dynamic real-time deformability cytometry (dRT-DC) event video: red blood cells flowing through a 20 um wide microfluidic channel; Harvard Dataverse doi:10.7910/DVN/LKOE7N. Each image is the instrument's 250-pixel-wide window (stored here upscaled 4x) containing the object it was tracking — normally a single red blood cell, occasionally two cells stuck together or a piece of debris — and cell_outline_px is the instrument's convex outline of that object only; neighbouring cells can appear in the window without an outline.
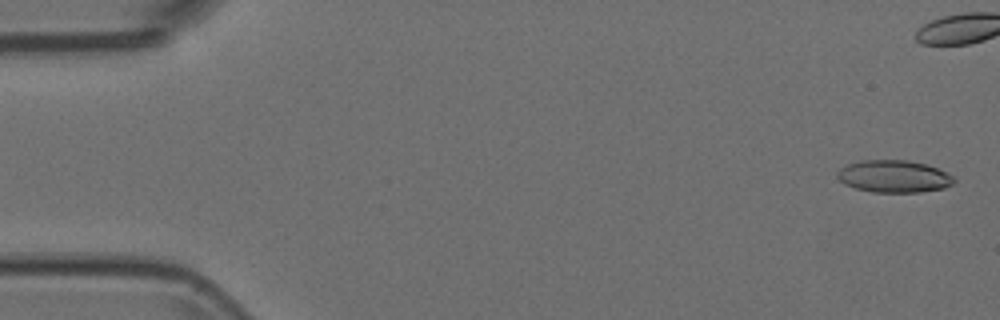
{"species": "Egyptian fruit bat (a non-hibernating species)", "species_latin": "Rousettus aegyptiacus", "temperature_condition": "room temperature", "stored_images_in_passage": 43, "camera_frame_rate_fps": 3000, "um_per_image_px": 0.085, "animal": {"sex": "female"}, "frame": {"image": 1, "passage_image": 2, "time_ms": 0.333, "image_size_px": [1000, 320], "cell_outline_px": [[956, 180], [952, 184], [944, 188], [920, 192], [872, 192], [856, 188], [844, 184], [836, 176], [836, 172], [840, 168], [848, 164], [860, 160], [908, 160], [924, 164], [936, 168], [952, 176]], "centroid_in_image_um": [75.94, 14.99], "position_along_channel_um": 9.1, "area_um2": 21.85}}
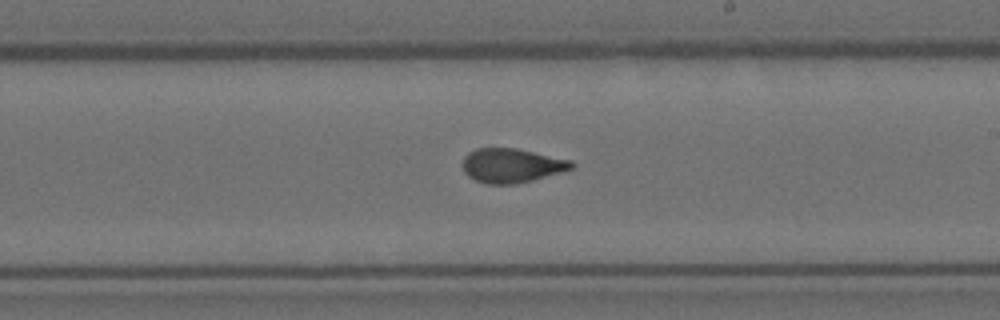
{"frame": {"image": 2, "passage_image": 31, "time_ms": 10.0, "image_size_px": [1000, 320], "cell_outline_px": [[576, 164], [572, 168], [560, 172], [532, 180], [516, 184], [488, 184], [476, 180], [468, 176], [464, 172], [460, 164], [464, 156], [468, 152], [476, 148], [516, 148], [572, 160]], "centroid_in_image_um": [43.45, 14.06], "position_along_channel_um": 245.6, "area_um2": 21.85}}
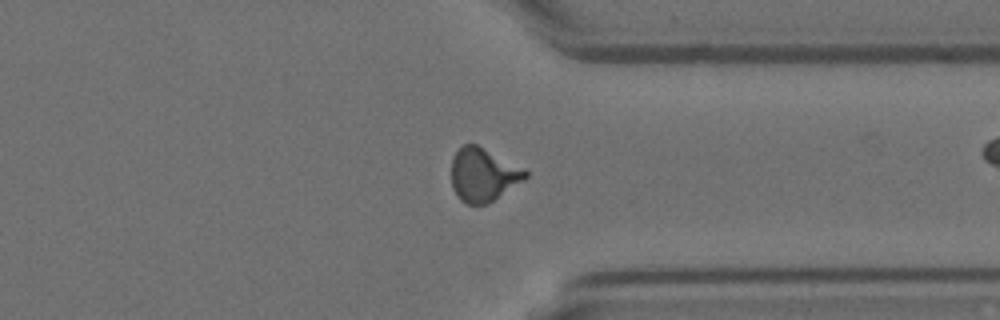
{"frame": {"image": 3, "passage_image": 41, "time_ms": 13.333, "image_size_px": [1000, 320], "cell_outline_px": [[528, 176], [524, 180], [488, 204], [468, 204], [460, 200], [452, 188], [452, 156], [464, 144], [476, 144], [528, 172]], "centroid_in_image_um": [41.04, 14.88], "position_along_channel_um": 370.4, "area_um2": 22.6}}